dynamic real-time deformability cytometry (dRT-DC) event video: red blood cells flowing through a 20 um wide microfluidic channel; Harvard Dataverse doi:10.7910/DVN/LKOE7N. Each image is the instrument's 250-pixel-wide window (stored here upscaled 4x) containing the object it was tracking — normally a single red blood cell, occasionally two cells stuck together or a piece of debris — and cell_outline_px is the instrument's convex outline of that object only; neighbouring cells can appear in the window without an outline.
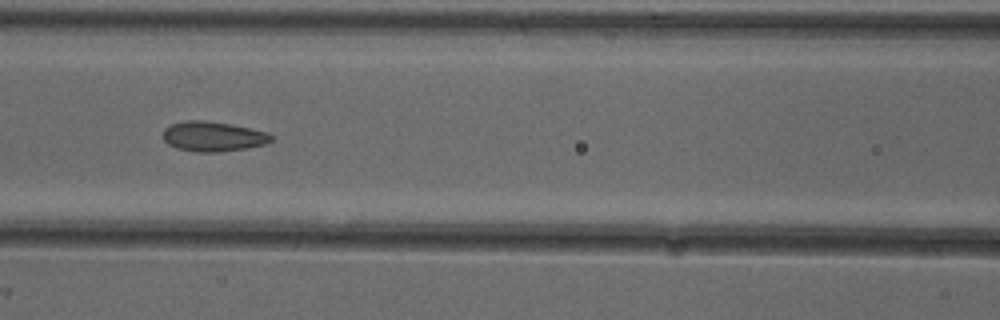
{"species": "common noctule bat (a hibernating species)", "species_latin": "Nyctalus noctula", "temperature_condition": "cold", "stored_images_in_passage": 6, "camera_frame_rate_fps": 3000, "um_per_image_px": 0.085, "animal": {"sex": "female"}, "frame": {"image": 1, "passage_image": 5, "time_ms": 1.333, "image_size_px": [1000, 320], "cell_outline_px": [[272, 140], [264, 144], [244, 148], [220, 152], [196, 152], [176, 148], [168, 144], [164, 140], [164, 128], [172, 124], [184, 120], [204, 120], [232, 124], [268, 132], [272, 136]], "centroid_in_image_um": [18.09, 11.59], "position_along_channel_um": 148.5, "area_um2": 18.84}}
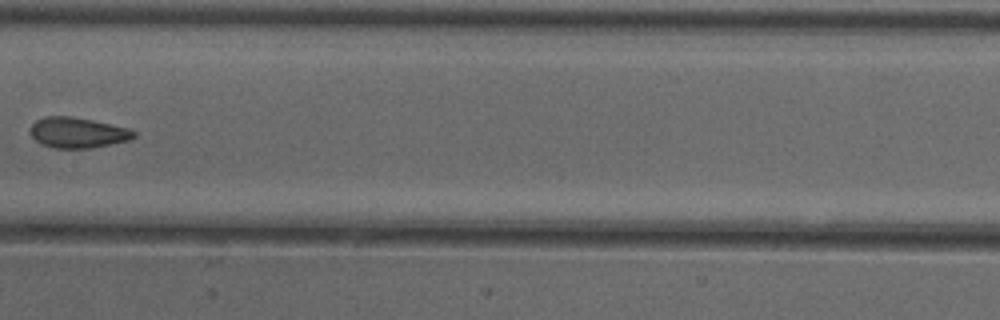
{"frame": {"image": 2, "passage_image": 6, "time_ms": 1.667, "image_size_px": [1000, 320], "cell_outline_px": [[136, 136], [128, 140], [92, 148], [56, 148], [40, 144], [32, 136], [32, 124], [36, 120], [44, 116], [72, 116], [92, 120], [128, 128], [136, 132]], "centroid_in_image_um": [6.6, 11.27], "position_along_channel_um": 200.8, "area_um2": 18.26}}